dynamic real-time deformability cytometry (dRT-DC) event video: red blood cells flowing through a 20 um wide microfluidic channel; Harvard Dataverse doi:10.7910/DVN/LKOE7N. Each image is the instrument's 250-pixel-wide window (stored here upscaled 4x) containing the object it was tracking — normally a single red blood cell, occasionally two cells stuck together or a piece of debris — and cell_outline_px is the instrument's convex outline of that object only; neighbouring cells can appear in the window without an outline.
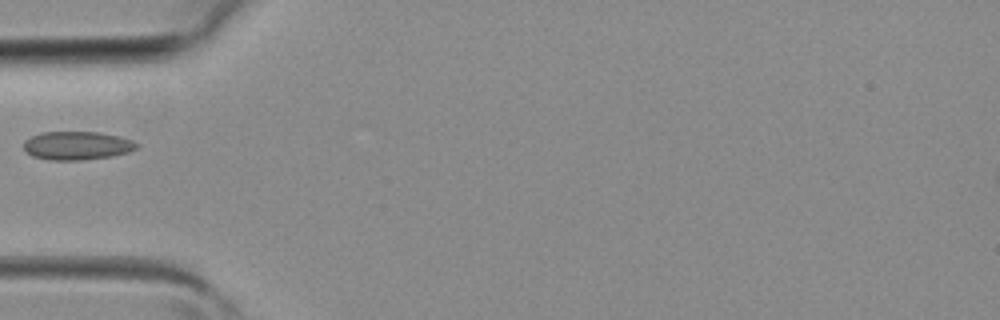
{"species": "common noctule bat (a hibernating species)", "species_latin": "Nyctalus noctula", "temperature_condition": "room temperature", "stored_images_in_passage": 4, "camera_frame_rate_fps": 3000, "um_per_image_px": 0.085, "animal": {"sex": "female", "body_mass_g": 19.3, "forearm_length_mm": 54.1}, "frame": {"image": 1, "passage_image": 4, "time_ms": 1.0, "image_size_px": [1000, 320], "cell_outline_px": [[140, 144], [136, 148], [128, 152], [112, 156], [80, 160], [52, 160], [32, 156], [24, 148], [24, 140], [40, 132], [100, 132], [120, 136], [132, 140]], "centroid_in_image_um": [6.57, 12.37], "position_along_channel_um": 78.4, "area_um2": 18.73}}